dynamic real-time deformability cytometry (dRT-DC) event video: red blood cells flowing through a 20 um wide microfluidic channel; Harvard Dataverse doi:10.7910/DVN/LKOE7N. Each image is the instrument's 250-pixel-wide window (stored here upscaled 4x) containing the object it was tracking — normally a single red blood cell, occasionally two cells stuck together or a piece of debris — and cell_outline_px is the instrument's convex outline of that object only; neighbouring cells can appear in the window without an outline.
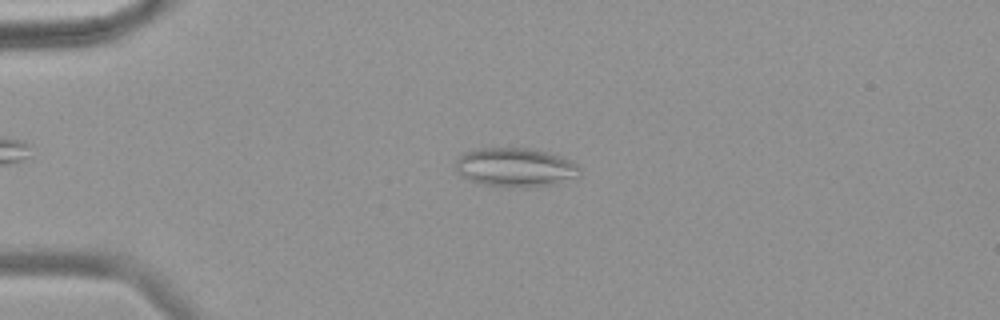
{"species": "common noctule bat (a hibernating species)", "species_latin": "Nyctalus noctula", "temperature_condition": "warm", "stored_images_in_passage": 57, "camera_frame_rate_fps": 3000, "um_per_image_px": 0.085, "animal": {"sex": "female", "body_mass_g": 18.4}, "frame": {"image": 1, "passage_image": 14, "time_ms": 4.333, "image_size_px": [1000, 320], "cell_outline_px": [[580, 176], [548, 184], [524, 188], [508, 188], [484, 184], [468, 180], [460, 176], [456, 168], [456, 160], [464, 152], [476, 148], [528, 148], [548, 152], [572, 160], [580, 168]], "centroid_in_image_um": [43.77, 14.22], "position_along_channel_um": 41.2, "area_um2": 28.32}}
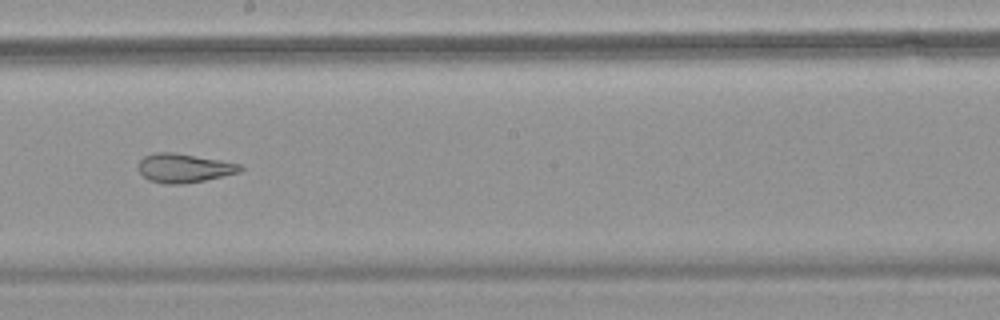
{"frame": {"image": 2, "passage_image": 33, "time_ms": 10.667, "image_size_px": [1000, 320], "cell_outline_px": [[244, 168], [240, 172], [204, 180], [180, 184], [164, 184], [148, 180], [140, 172], [136, 164], [144, 156], [156, 152], [176, 152], [244, 164]], "centroid_in_image_um": [15.64, 14.27], "position_along_channel_um": 232.6, "area_um2": 17.4}}
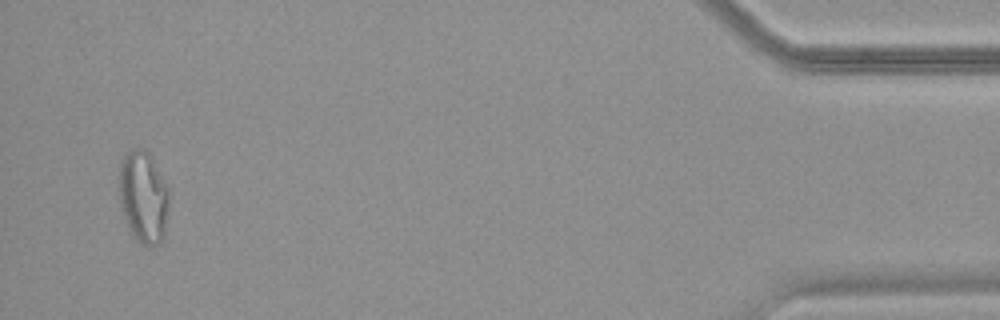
{"frame": {"image": 3, "passage_image": 55, "time_ms": 18.0, "image_size_px": [1000, 320], "cell_outline_px": [[168, 204], [164, 236], [160, 244], [140, 244], [128, 228], [124, 220], [120, 208], [120, 160], [128, 152], [136, 148], [144, 148], [148, 152], [168, 184]], "centroid_in_image_um": [12.19, 16.73], "position_along_channel_um": 423.0, "area_um2": 26.82}, "authors_computed_cell_mechanics": {"area_um2": 23.6402, "velocity_mm_per_s": 3.5877, "shape_relaxation_time_tau1_ms": null, "shape_relaxation_time_tau2_ms": 1.9073, "deformation_change_tau1": null, "deformation_change_tau2": 0.1097}}